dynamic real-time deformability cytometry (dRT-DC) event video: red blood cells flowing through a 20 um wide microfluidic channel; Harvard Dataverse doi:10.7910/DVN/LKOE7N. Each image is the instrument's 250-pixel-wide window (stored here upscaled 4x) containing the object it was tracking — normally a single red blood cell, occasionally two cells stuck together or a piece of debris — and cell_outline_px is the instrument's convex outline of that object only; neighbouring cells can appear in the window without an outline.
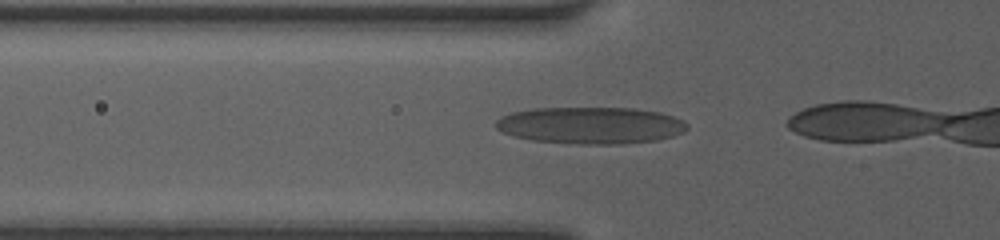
{"species": "human", "species_latin": "Homo sapiens", "temperature_condition": "room temperature", "stored_images_in_passage": 4, "camera_frame_rate_fps": 3000, "um_per_image_px": 0.085, "donor": {"sex": "female"}, "frame": {"image": 1, "passage_image": 2, "time_ms": 0.333, "image_size_px": [1000, 240], "cell_outline_px": [[688, 128], [684, 132], [672, 136], [656, 140], [620, 144], [576, 144], [532, 140], [512, 136], [496, 128], [496, 120], [500, 116], [512, 112], [532, 108], [636, 108], [660, 112], [684, 120], [688, 124]], "centroid_in_image_um": [50.2, 10.65], "position_along_channel_um": 75.6, "area_um2": 41.33}}